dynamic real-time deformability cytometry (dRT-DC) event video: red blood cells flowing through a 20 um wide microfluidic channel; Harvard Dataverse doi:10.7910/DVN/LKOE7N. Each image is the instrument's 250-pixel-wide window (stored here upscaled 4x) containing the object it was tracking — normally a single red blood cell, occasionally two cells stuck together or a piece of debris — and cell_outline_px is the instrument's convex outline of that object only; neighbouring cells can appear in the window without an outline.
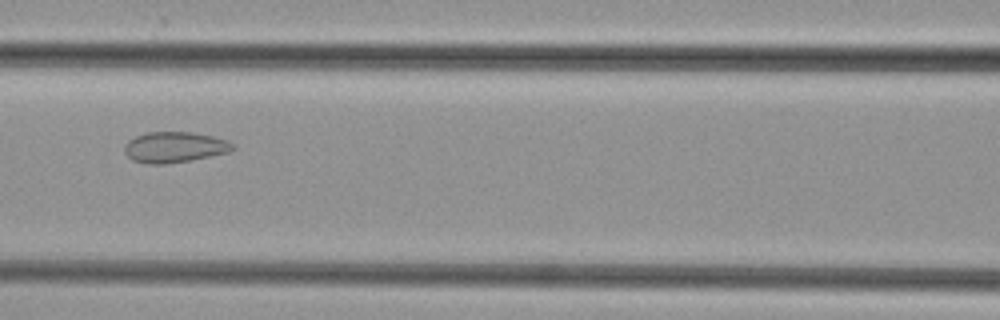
{"species": "common noctule bat (a hibernating species)", "species_latin": "Nyctalus noctula", "temperature_condition": "cold", "stored_images_in_passage": 50, "camera_frame_rate_fps": 3000, "um_per_image_px": 0.085, "animal": {"sex": "female", "body_mass_g": 29.2, "forearm_length_mm": 56.3}, "frame": {"image": 1, "passage_image": 23, "time_ms": 7.333, "image_size_px": [1000, 320], "cell_outline_px": [[236, 148], [228, 152], [192, 160], [164, 164], [148, 164], [132, 160], [124, 152], [124, 144], [128, 140], [136, 136], [148, 132], [192, 132], [212, 136], [228, 140]], "centroid_in_image_um": [14.82, 12.51], "position_along_channel_um": 151.8, "area_um2": 19.42}}
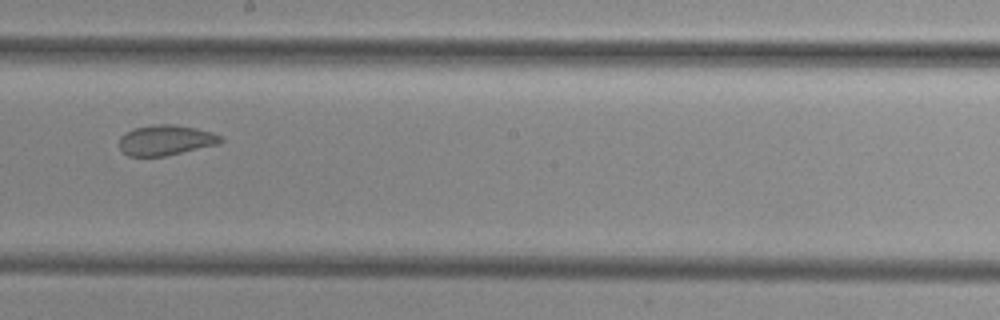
{"frame": {"image": 2, "passage_image": 29, "time_ms": 9.333, "image_size_px": [1000, 320], "cell_outline_px": [[224, 140], [220, 144], [164, 156], [128, 156], [120, 148], [120, 136], [132, 128], [152, 124], [172, 124], [196, 128], [212, 132], [220, 136]], "centroid_in_image_um": [14.09, 11.9], "position_along_channel_um": 234.1, "area_um2": 17.98}}
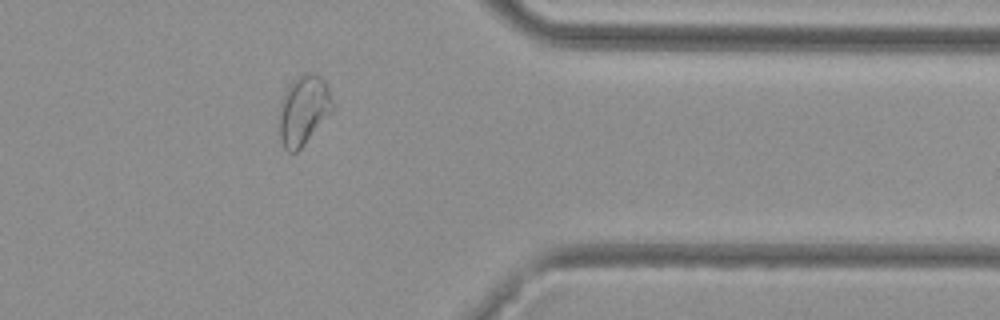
{"frame": {"image": 3, "passage_image": 41, "time_ms": 13.333, "image_size_px": [1000, 320], "cell_outline_px": [[332, 112], [304, 144], [296, 152], [288, 152], [284, 148], [280, 140], [280, 108], [284, 96], [292, 80], [300, 76], [312, 72], [320, 76], [324, 80], [328, 88], [332, 100]], "centroid_in_image_um": [25.81, 9.38], "position_along_channel_um": 385.6, "area_um2": 21.1}}